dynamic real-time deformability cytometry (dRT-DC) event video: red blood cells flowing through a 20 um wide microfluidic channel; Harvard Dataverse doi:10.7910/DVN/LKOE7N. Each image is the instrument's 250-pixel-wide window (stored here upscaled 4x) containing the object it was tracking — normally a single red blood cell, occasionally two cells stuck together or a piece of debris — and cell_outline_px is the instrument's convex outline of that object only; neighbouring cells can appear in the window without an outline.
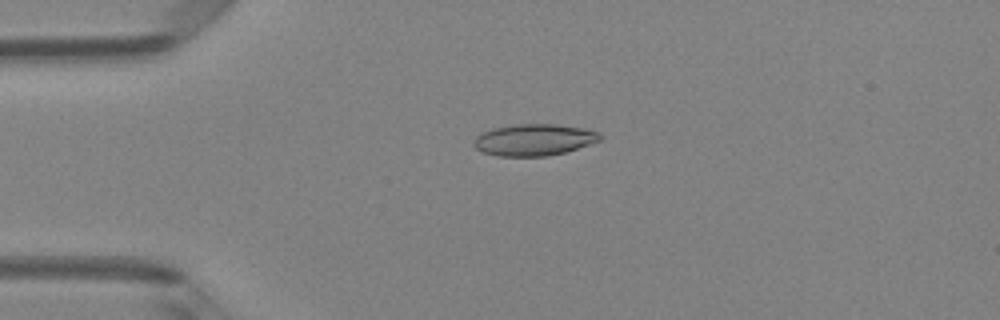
{"species": "Egyptian fruit bat (a non-hibernating species)", "species_latin": "Rousettus aegyptiacus", "temperature_condition": "room temperature", "stored_images_in_passage": 5, "camera_frame_rate_fps": 3000, "um_per_image_px": 0.085, "animal": {"sex": "female"}, "frame": {"image": 1, "passage_image": 4, "time_ms": 1.0, "image_size_px": [1000, 320], "cell_outline_px": [[604, 136], [600, 140], [564, 152], [548, 156], [496, 156], [484, 152], [476, 148], [472, 144], [472, 140], [480, 132], [492, 128], [516, 124], [556, 124], [584, 128], [596, 132]], "centroid_in_image_um": [45.33, 11.88], "position_along_channel_um": 39.7, "area_um2": 23.29}}